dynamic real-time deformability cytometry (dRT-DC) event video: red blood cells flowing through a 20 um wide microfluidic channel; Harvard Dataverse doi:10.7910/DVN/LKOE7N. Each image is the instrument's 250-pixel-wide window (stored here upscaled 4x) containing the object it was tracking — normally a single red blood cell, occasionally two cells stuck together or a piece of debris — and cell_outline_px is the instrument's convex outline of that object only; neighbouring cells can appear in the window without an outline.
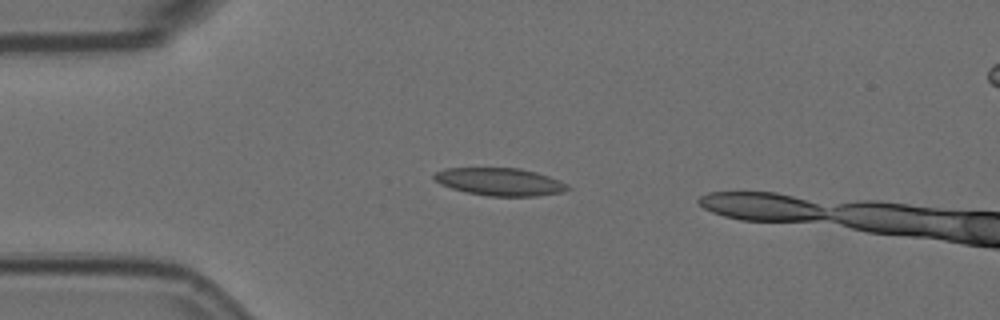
{"species": "Egyptian fruit bat (a non-hibernating species)", "species_latin": "Rousettus aegyptiacus", "temperature_condition": "room temperature", "stored_images_in_passage": 16, "camera_frame_rate_fps": 3000, "um_per_image_px": 0.085, "animal": {"sex": "female"}, "frame": {"image": 1, "passage_image": 12, "time_ms": 3.667, "image_size_px": [1000, 320], "cell_outline_px": [[572, 188], [564, 192], [536, 196], [488, 196], [468, 192], [452, 188], [440, 184], [432, 176], [436, 172], [444, 168], [520, 168], [536, 172], [560, 180], [568, 184]], "centroid_in_image_um": [42.53, 15.45], "position_along_channel_um": 42.5, "area_um2": 21.56}}